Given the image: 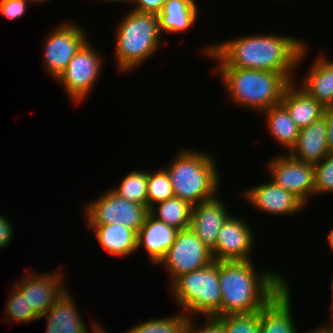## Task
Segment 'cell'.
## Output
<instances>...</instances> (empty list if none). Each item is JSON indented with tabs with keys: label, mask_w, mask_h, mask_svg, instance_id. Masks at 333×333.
Instances as JSON below:
<instances>
[{
	"label": "cell",
	"mask_w": 333,
	"mask_h": 333,
	"mask_svg": "<svg viewBox=\"0 0 333 333\" xmlns=\"http://www.w3.org/2000/svg\"><path fill=\"white\" fill-rule=\"evenodd\" d=\"M307 46L306 42L293 36L264 33L211 44L204 47L203 52L211 60H216L217 65L296 73L306 58Z\"/></svg>",
	"instance_id": "6da1fadb"
},
{
	"label": "cell",
	"mask_w": 333,
	"mask_h": 333,
	"mask_svg": "<svg viewBox=\"0 0 333 333\" xmlns=\"http://www.w3.org/2000/svg\"><path fill=\"white\" fill-rule=\"evenodd\" d=\"M270 269L257 271L253 261H219L221 316L261 310L289 282Z\"/></svg>",
	"instance_id": "7a4b0ae2"
},
{
	"label": "cell",
	"mask_w": 333,
	"mask_h": 333,
	"mask_svg": "<svg viewBox=\"0 0 333 333\" xmlns=\"http://www.w3.org/2000/svg\"><path fill=\"white\" fill-rule=\"evenodd\" d=\"M214 73L222 80L234 104L260 113L281 102L294 73H274L255 69L216 65Z\"/></svg>",
	"instance_id": "3957f363"
},
{
	"label": "cell",
	"mask_w": 333,
	"mask_h": 333,
	"mask_svg": "<svg viewBox=\"0 0 333 333\" xmlns=\"http://www.w3.org/2000/svg\"><path fill=\"white\" fill-rule=\"evenodd\" d=\"M181 149L165 169L175 197L192 206L214 198L219 193L220 173L212 153Z\"/></svg>",
	"instance_id": "277c9868"
},
{
	"label": "cell",
	"mask_w": 333,
	"mask_h": 333,
	"mask_svg": "<svg viewBox=\"0 0 333 333\" xmlns=\"http://www.w3.org/2000/svg\"><path fill=\"white\" fill-rule=\"evenodd\" d=\"M122 18L114 35V58L119 71L126 73L155 55L162 34L157 14L131 10Z\"/></svg>",
	"instance_id": "5b68a950"
},
{
	"label": "cell",
	"mask_w": 333,
	"mask_h": 333,
	"mask_svg": "<svg viewBox=\"0 0 333 333\" xmlns=\"http://www.w3.org/2000/svg\"><path fill=\"white\" fill-rule=\"evenodd\" d=\"M169 287L175 303L177 302L189 318L200 315L221 316L219 261H213L204 268L180 275L170 283Z\"/></svg>",
	"instance_id": "8992f818"
},
{
	"label": "cell",
	"mask_w": 333,
	"mask_h": 333,
	"mask_svg": "<svg viewBox=\"0 0 333 333\" xmlns=\"http://www.w3.org/2000/svg\"><path fill=\"white\" fill-rule=\"evenodd\" d=\"M98 197L83 206L85 207L83 212L87 218L85 225L119 224L138 233L149 214L148 207L133 203L119 196L112 189L105 191Z\"/></svg>",
	"instance_id": "52a82bcc"
},
{
	"label": "cell",
	"mask_w": 333,
	"mask_h": 333,
	"mask_svg": "<svg viewBox=\"0 0 333 333\" xmlns=\"http://www.w3.org/2000/svg\"><path fill=\"white\" fill-rule=\"evenodd\" d=\"M90 43V44H89ZM88 39L78 49L74 57L68 63L66 69L55 80L59 83L71 100L80 104L98 81L99 74L105 60ZM83 100V101H82Z\"/></svg>",
	"instance_id": "ba28073f"
},
{
	"label": "cell",
	"mask_w": 333,
	"mask_h": 333,
	"mask_svg": "<svg viewBox=\"0 0 333 333\" xmlns=\"http://www.w3.org/2000/svg\"><path fill=\"white\" fill-rule=\"evenodd\" d=\"M46 37L43 68L56 80L88 37L86 29L71 21L59 24Z\"/></svg>",
	"instance_id": "9c48e42d"
},
{
	"label": "cell",
	"mask_w": 333,
	"mask_h": 333,
	"mask_svg": "<svg viewBox=\"0 0 333 333\" xmlns=\"http://www.w3.org/2000/svg\"><path fill=\"white\" fill-rule=\"evenodd\" d=\"M213 262L211 250L191 228L179 230L173 245L158 264H164L172 283L177 277L208 266Z\"/></svg>",
	"instance_id": "30bf717a"
},
{
	"label": "cell",
	"mask_w": 333,
	"mask_h": 333,
	"mask_svg": "<svg viewBox=\"0 0 333 333\" xmlns=\"http://www.w3.org/2000/svg\"><path fill=\"white\" fill-rule=\"evenodd\" d=\"M285 154H277L268 162L270 178L307 205L314 196V165Z\"/></svg>",
	"instance_id": "8fae6325"
},
{
	"label": "cell",
	"mask_w": 333,
	"mask_h": 333,
	"mask_svg": "<svg viewBox=\"0 0 333 333\" xmlns=\"http://www.w3.org/2000/svg\"><path fill=\"white\" fill-rule=\"evenodd\" d=\"M27 273L15 281V286L26 296L28 306L32 307L34 314L39 318L54 305V303L68 289L64 284L63 272L49 271L48 273Z\"/></svg>",
	"instance_id": "7c38bea8"
},
{
	"label": "cell",
	"mask_w": 333,
	"mask_h": 333,
	"mask_svg": "<svg viewBox=\"0 0 333 333\" xmlns=\"http://www.w3.org/2000/svg\"><path fill=\"white\" fill-rule=\"evenodd\" d=\"M250 228L243 217L231 214L222 225L211 251L213 261H250L256 241Z\"/></svg>",
	"instance_id": "4fadbf2b"
},
{
	"label": "cell",
	"mask_w": 333,
	"mask_h": 333,
	"mask_svg": "<svg viewBox=\"0 0 333 333\" xmlns=\"http://www.w3.org/2000/svg\"><path fill=\"white\" fill-rule=\"evenodd\" d=\"M242 194L254 208L268 215L290 216L299 214V211L306 208L299 198L275 184L271 179L266 183L250 186Z\"/></svg>",
	"instance_id": "5bb4252c"
},
{
	"label": "cell",
	"mask_w": 333,
	"mask_h": 333,
	"mask_svg": "<svg viewBox=\"0 0 333 333\" xmlns=\"http://www.w3.org/2000/svg\"><path fill=\"white\" fill-rule=\"evenodd\" d=\"M225 205L222 198L216 195L192 208L190 228L211 251L215 248L222 225L231 215Z\"/></svg>",
	"instance_id": "9a60e30c"
},
{
	"label": "cell",
	"mask_w": 333,
	"mask_h": 333,
	"mask_svg": "<svg viewBox=\"0 0 333 333\" xmlns=\"http://www.w3.org/2000/svg\"><path fill=\"white\" fill-rule=\"evenodd\" d=\"M178 232L177 228L148 214L137 233V250L144 248L149 260L158 265L173 245Z\"/></svg>",
	"instance_id": "2e32d148"
},
{
	"label": "cell",
	"mask_w": 333,
	"mask_h": 333,
	"mask_svg": "<svg viewBox=\"0 0 333 333\" xmlns=\"http://www.w3.org/2000/svg\"><path fill=\"white\" fill-rule=\"evenodd\" d=\"M289 285L260 310V333H299L292 316Z\"/></svg>",
	"instance_id": "e0dca14e"
},
{
	"label": "cell",
	"mask_w": 333,
	"mask_h": 333,
	"mask_svg": "<svg viewBox=\"0 0 333 333\" xmlns=\"http://www.w3.org/2000/svg\"><path fill=\"white\" fill-rule=\"evenodd\" d=\"M68 289L43 317L47 321L46 333H90ZM83 320V321H82Z\"/></svg>",
	"instance_id": "ac0fdd59"
},
{
	"label": "cell",
	"mask_w": 333,
	"mask_h": 333,
	"mask_svg": "<svg viewBox=\"0 0 333 333\" xmlns=\"http://www.w3.org/2000/svg\"><path fill=\"white\" fill-rule=\"evenodd\" d=\"M329 153L327 124L323 117L300 129L297 142L289 152L293 158L313 165L319 163Z\"/></svg>",
	"instance_id": "d6986e66"
},
{
	"label": "cell",
	"mask_w": 333,
	"mask_h": 333,
	"mask_svg": "<svg viewBox=\"0 0 333 333\" xmlns=\"http://www.w3.org/2000/svg\"><path fill=\"white\" fill-rule=\"evenodd\" d=\"M296 86L295 81L287 86L280 103L287 109L294 123L302 129L321 119L325 107L300 86Z\"/></svg>",
	"instance_id": "ffe728a7"
},
{
	"label": "cell",
	"mask_w": 333,
	"mask_h": 333,
	"mask_svg": "<svg viewBox=\"0 0 333 333\" xmlns=\"http://www.w3.org/2000/svg\"><path fill=\"white\" fill-rule=\"evenodd\" d=\"M320 56L303 76L300 87L324 107L333 106V60L324 54Z\"/></svg>",
	"instance_id": "44dd1931"
},
{
	"label": "cell",
	"mask_w": 333,
	"mask_h": 333,
	"mask_svg": "<svg viewBox=\"0 0 333 333\" xmlns=\"http://www.w3.org/2000/svg\"><path fill=\"white\" fill-rule=\"evenodd\" d=\"M198 11L195 0H166L157 14L160 33L189 30L197 21Z\"/></svg>",
	"instance_id": "7402d4cb"
},
{
	"label": "cell",
	"mask_w": 333,
	"mask_h": 333,
	"mask_svg": "<svg viewBox=\"0 0 333 333\" xmlns=\"http://www.w3.org/2000/svg\"><path fill=\"white\" fill-rule=\"evenodd\" d=\"M101 247L113 256H129L137 250V233L122 225L86 226Z\"/></svg>",
	"instance_id": "603a6c76"
},
{
	"label": "cell",
	"mask_w": 333,
	"mask_h": 333,
	"mask_svg": "<svg viewBox=\"0 0 333 333\" xmlns=\"http://www.w3.org/2000/svg\"><path fill=\"white\" fill-rule=\"evenodd\" d=\"M261 114L266 117L267 130L271 137L289 153L297 142L300 128L291 119L287 109L280 103Z\"/></svg>",
	"instance_id": "cb8c5ba5"
},
{
	"label": "cell",
	"mask_w": 333,
	"mask_h": 333,
	"mask_svg": "<svg viewBox=\"0 0 333 333\" xmlns=\"http://www.w3.org/2000/svg\"><path fill=\"white\" fill-rule=\"evenodd\" d=\"M192 208L190 203L174 196L153 205L149 214L167 225L183 230L190 227Z\"/></svg>",
	"instance_id": "d4e9b609"
},
{
	"label": "cell",
	"mask_w": 333,
	"mask_h": 333,
	"mask_svg": "<svg viewBox=\"0 0 333 333\" xmlns=\"http://www.w3.org/2000/svg\"><path fill=\"white\" fill-rule=\"evenodd\" d=\"M147 181L148 171L135 169L123 178L119 186L111 189L133 203L148 207Z\"/></svg>",
	"instance_id": "484cf974"
},
{
	"label": "cell",
	"mask_w": 333,
	"mask_h": 333,
	"mask_svg": "<svg viewBox=\"0 0 333 333\" xmlns=\"http://www.w3.org/2000/svg\"><path fill=\"white\" fill-rule=\"evenodd\" d=\"M189 317L183 312L168 317L146 320L124 333H187Z\"/></svg>",
	"instance_id": "4316f807"
},
{
	"label": "cell",
	"mask_w": 333,
	"mask_h": 333,
	"mask_svg": "<svg viewBox=\"0 0 333 333\" xmlns=\"http://www.w3.org/2000/svg\"><path fill=\"white\" fill-rule=\"evenodd\" d=\"M174 197L172 183L165 167L162 169L148 171L147 198L148 208Z\"/></svg>",
	"instance_id": "83f0119b"
},
{
	"label": "cell",
	"mask_w": 333,
	"mask_h": 333,
	"mask_svg": "<svg viewBox=\"0 0 333 333\" xmlns=\"http://www.w3.org/2000/svg\"><path fill=\"white\" fill-rule=\"evenodd\" d=\"M8 300H6L5 314L7 321H16L17 323H29L39 318L34 314L32 307L28 306L26 296L15 286H11Z\"/></svg>",
	"instance_id": "f1b7e54d"
},
{
	"label": "cell",
	"mask_w": 333,
	"mask_h": 333,
	"mask_svg": "<svg viewBox=\"0 0 333 333\" xmlns=\"http://www.w3.org/2000/svg\"><path fill=\"white\" fill-rule=\"evenodd\" d=\"M217 318L223 323L225 333H260V310Z\"/></svg>",
	"instance_id": "f546056e"
},
{
	"label": "cell",
	"mask_w": 333,
	"mask_h": 333,
	"mask_svg": "<svg viewBox=\"0 0 333 333\" xmlns=\"http://www.w3.org/2000/svg\"><path fill=\"white\" fill-rule=\"evenodd\" d=\"M333 194V153L314 165V196Z\"/></svg>",
	"instance_id": "4dcf8cb0"
},
{
	"label": "cell",
	"mask_w": 333,
	"mask_h": 333,
	"mask_svg": "<svg viewBox=\"0 0 333 333\" xmlns=\"http://www.w3.org/2000/svg\"><path fill=\"white\" fill-rule=\"evenodd\" d=\"M205 324L200 325L196 317H190L187 333H225L223 323L216 316H203ZM196 322L199 324L196 325Z\"/></svg>",
	"instance_id": "1f68e13d"
},
{
	"label": "cell",
	"mask_w": 333,
	"mask_h": 333,
	"mask_svg": "<svg viewBox=\"0 0 333 333\" xmlns=\"http://www.w3.org/2000/svg\"><path fill=\"white\" fill-rule=\"evenodd\" d=\"M28 0H0V13L8 20H16L26 14Z\"/></svg>",
	"instance_id": "d6a6232c"
},
{
	"label": "cell",
	"mask_w": 333,
	"mask_h": 333,
	"mask_svg": "<svg viewBox=\"0 0 333 333\" xmlns=\"http://www.w3.org/2000/svg\"><path fill=\"white\" fill-rule=\"evenodd\" d=\"M166 0H132L133 11L158 14ZM135 7V8H134Z\"/></svg>",
	"instance_id": "836d02e7"
},
{
	"label": "cell",
	"mask_w": 333,
	"mask_h": 333,
	"mask_svg": "<svg viewBox=\"0 0 333 333\" xmlns=\"http://www.w3.org/2000/svg\"><path fill=\"white\" fill-rule=\"evenodd\" d=\"M14 234V226L9 218L0 215V249L10 246Z\"/></svg>",
	"instance_id": "e575fe53"
},
{
	"label": "cell",
	"mask_w": 333,
	"mask_h": 333,
	"mask_svg": "<svg viewBox=\"0 0 333 333\" xmlns=\"http://www.w3.org/2000/svg\"><path fill=\"white\" fill-rule=\"evenodd\" d=\"M323 118L327 124V144L330 153H333V106L325 107Z\"/></svg>",
	"instance_id": "d590c367"
},
{
	"label": "cell",
	"mask_w": 333,
	"mask_h": 333,
	"mask_svg": "<svg viewBox=\"0 0 333 333\" xmlns=\"http://www.w3.org/2000/svg\"><path fill=\"white\" fill-rule=\"evenodd\" d=\"M304 333H333V330H330L328 328H326L323 324L320 325V327L317 328H313V330H310L308 332H304Z\"/></svg>",
	"instance_id": "8d00e7d4"
},
{
	"label": "cell",
	"mask_w": 333,
	"mask_h": 333,
	"mask_svg": "<svg viewBox=\"0 0 333 333\" xmlns=\"http://www.w3.org/2000/svg\"><path fill=\"white\" fill-rule=\"evenodd\" d=\"M330 303V312L331 314H329L331 317H330V321L328 324H325V327L330 329V330H333V298L331 299V302Z\"/></svg>",
	"instance_id": "74e56055"
},
{
	"label": "cell",
	"mask_w": 333,
	"mask_h": 333,
	"mask_svg": "<svg viewBox=\"0 0 333 333\" xmlns=\"http://www.w3.org/2000/svg\"><path fill=\"white\" fill-rule=\"evenodd\" d=\"M92 329H93V333H108V332H106V329H102L103 327L102 326H100V324L99 323H96V322H93V324H92Z\"/></svg>",
	"instance_id": "f35d334b"
},
{
	"label": "cell",
	"mask_w": 333,
	"mask_h": 333,
	"mask_svg": "<svg viewBox=\"0 0 333 333\" xmlns=\"http://www.w3.org/2000/svg\"><path fill=\"white\" fill-rule=\"evenodd\" d=\"M96 1H97V0H96ZM99 1H100V3H101V2H107V4H108V3H110V4H111V3H120V4H121L122 2H123V3H126V4H127V3L131 4V2H132V0H98V2H99Z\"/></svg>",
	"instance_id": "ab89813d"
},
{
	"label": "cell",
	"mask_w": 333,
	"mask_h": 333,
	"mask_svg": "<svg viewBox=\"0 0 333 333\" xmlns=\"http://www.w3.org/2000/svg\"><path fill=\"white\" fill-rule=\"evenodd\" d=\"M328 245L331 248V250H333V228L330 230L329 234H328Z\"/></svg>",
	"instance_id": "60d3db41"
},
{
	"label": "cell",
	"mask_w": 333,
	"mask_h": 333,
	"mask_svg": "<svg viewBox=\"0 0 333 333\" xmlns=\"http://www.w3.org/2000/svg\"><path fill=\"white\" fill-rule=\"evenodd\" d=\"M28 1H30L31 3H39V5H40V3H45V2H47V0H28Z\"/></svg>",
	"instance_id": "b9f144b4"
},
{
	"label": "cell",
	"mask_w": 333,
	"mask_h": 333,
	"mask_svg": "<svg viewBox=\"0 0 333 333\" xmlns=\"http://www.w3.org/2000/svg\"><path fill=\"white\" fill-rule=\"evenodd\" d=\"M331 280H332V282H330L331 283L330 288L332 290V292H331V298H333V278Z\"/></svg>",
	"instance_id": "7bdbcfd3"
}]
</instances>
